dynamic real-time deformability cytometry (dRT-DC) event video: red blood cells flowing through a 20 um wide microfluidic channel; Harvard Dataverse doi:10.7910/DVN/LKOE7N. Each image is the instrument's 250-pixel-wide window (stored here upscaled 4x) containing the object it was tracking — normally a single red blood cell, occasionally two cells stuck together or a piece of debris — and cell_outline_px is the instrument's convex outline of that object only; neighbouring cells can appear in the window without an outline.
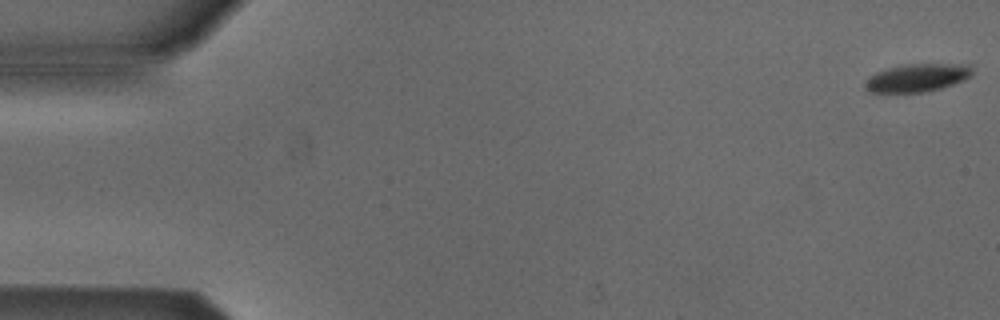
{"species": "Egyptian fruit bat (a non-hibernating species)", "species_latin": "Rousettus aegyptiacus", "temperature_condition": "cold", "stored_images_in_passage": 5, "camera_frame_rate_fps": 3000, "um_per_image_px": 0.085, "animal": {"sex": "male"}, "frame": {"image": 1, "passage_image": 1, "time_ms": 0.0, "image_size_px": [1000, 320], "cell_outline_px": [[972, 76], [964, 80], [940, 88], [924, 92], [872, 92], [864, 88], [864, 80], [868, 76], [876, 72], [888, 68], [904, 64], [972, 64]], "centroid_in_image_um": [77.95, 6.6], "position_along_channel_um": 7.0, "area_um2": 17.57}}
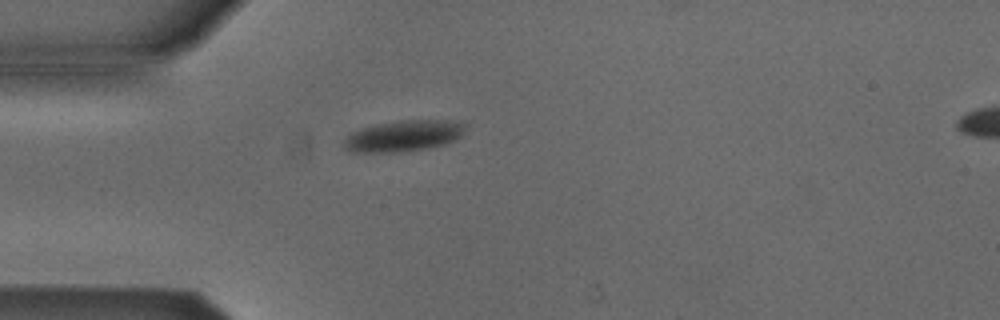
{"frame": {"image": 2, "passage_image": 5, "time_ms": 1.333, "image_size_px": [1000, 320], "cell_outline_px": [[468, 124], [460, 136], [444, 144], [428, 148], [396, 152], [352, 152], [344, 148], [344, 140], [352, 132], [360, 128], [376, 124], [400, 120], [460, 120]], "centroid_in_image_um": [34.32, 11.53], "position_along_channel_um": 50.7, "area_um2": 22.08}}